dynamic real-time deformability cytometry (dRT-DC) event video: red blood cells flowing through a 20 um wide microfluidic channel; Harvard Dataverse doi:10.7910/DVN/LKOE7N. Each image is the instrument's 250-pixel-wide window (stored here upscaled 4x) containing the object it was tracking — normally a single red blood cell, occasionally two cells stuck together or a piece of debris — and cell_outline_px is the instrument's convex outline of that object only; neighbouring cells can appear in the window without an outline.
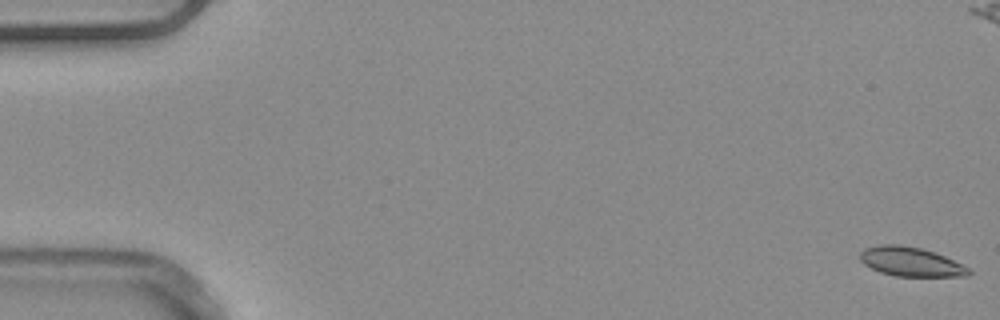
{"species": "common noctule bat (a hibernating species)", "species_latin": "Nyctalus noctula", "temperature_condition": "warm", "stored_images_in_passage": 54, "camera_frame_rate_fps": 3000, "um_per_image_px": 0.085, "animal": {"sex": "male", "body_mass_g": 20.4}, "frame": {"image": 1, "passage_image": 1, "time_ms": 0.0, "image_size_px": [1000, 320], "cell_outline_px": [[972, 272], [968, 276], [896, 276], [880, 272], [864, 264], [860, 260], [860, 252], [864, 248], [880, 244], [900, 244], [920, 248], [944, 256], [968, 268]], "centroid_in_image_um": [77.37, 22.24], "position_along_channel_um": 7.6, "area_um2": 18.32}, "authors_computed_cell_mechanics": {"area_um2": 18.9295, "velocity_mm_per_s": 3.9017, "shape_relaxation_time_tau1_ms": 9.4975, "shape_relaxation_time_tau2_ms": 2.7418, "deformation_change_tau1": 0.156, "deformation_change_tau2": 0.0535}}